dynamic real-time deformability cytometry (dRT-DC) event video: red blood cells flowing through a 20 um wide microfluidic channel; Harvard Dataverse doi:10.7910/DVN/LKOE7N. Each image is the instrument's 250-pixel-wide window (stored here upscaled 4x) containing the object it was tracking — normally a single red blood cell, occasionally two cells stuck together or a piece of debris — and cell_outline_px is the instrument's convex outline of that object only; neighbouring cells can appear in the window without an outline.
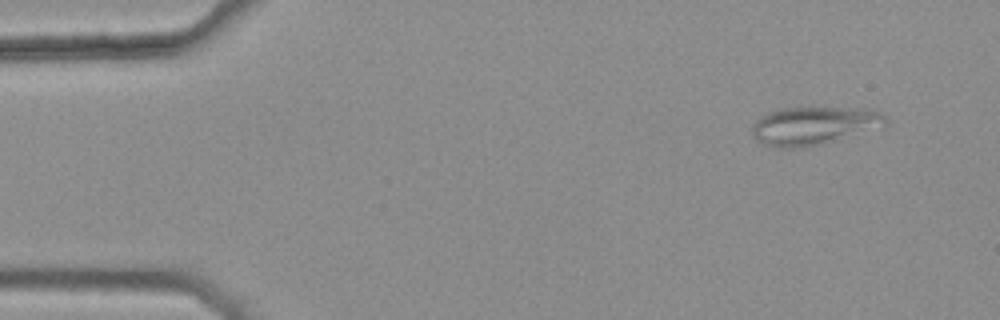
{"species": "common noctule bat (a hibernating species)", "species_latin": "Nyctalus noctula", "temperature_condition": "warm", "stored_images_in_passage": 4, "camera_frame_rate_fps": 3000, "um_per_image_px": 0.085, "animal": {"sex": "female", "body_mass_g": 25.1}, "frame": {"image": 1, "passage_image": 1, "time_ms": 0.0, "image_size_px": [1000, 320], "cell_outline_px": [[888, 128], [824, 144], [800, 148], [780, 148], [764, 144], [756, 140], [752, 136], [752, 124], [764, 112], [780, 108], [820, 104], [856, 108], [880, 112], [888, 120]], "centroid_in_image_um": [69.25, 10.65], "position_along_channel_um": 15.8, "area_um2": 31.73}}